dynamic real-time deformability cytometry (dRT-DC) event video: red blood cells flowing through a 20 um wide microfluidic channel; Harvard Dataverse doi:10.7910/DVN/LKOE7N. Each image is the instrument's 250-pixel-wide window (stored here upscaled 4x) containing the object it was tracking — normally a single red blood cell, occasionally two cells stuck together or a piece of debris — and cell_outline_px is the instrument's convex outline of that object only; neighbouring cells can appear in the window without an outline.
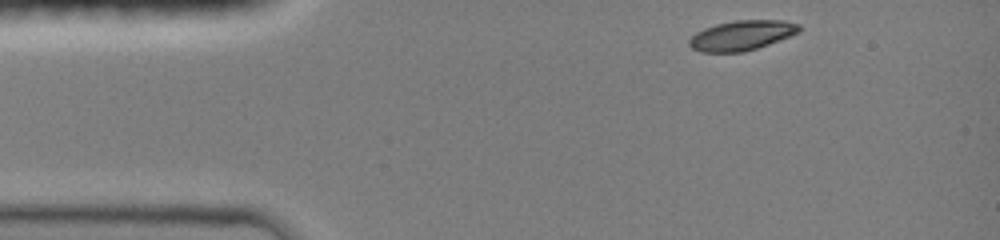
{"species": "common noctule bat (a hibernating species)", "species_latin": "Nyctalus noctula", "temperature_condition": "room temperature", "stored_images_in_passage": 37, "camera_frame_rate_fps": 3000, "um_per_image_px": 0.085, "animal": {"sex": "female", "body_mass_g": 19.0, "forearm_length_mm": 51.5}, "frame": {"image": 1, "passage_image": 1, "time_ms": 0.0, "image_size_px": [1000, 240], "cell_outline_px": [[800, 32], [768, 44], [744, 52], [700, 52], [692, 48], [688, 44], [688, 40], [696, 32], [704, 28], [716, 24], [736, 20], [784, 20], [800, 24]], "centroid_in_image_um": [63.03, 3.0], "position_along_channel_um": 22.0, "area_um2": 19.13}}
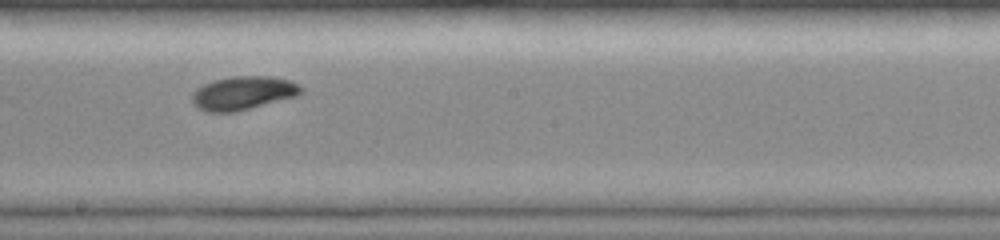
{"frame": {"image": 2, "passage_image": 21, "time_ms": 6.667, "image_size_px": [1000, 240], "cell_outline_px": [[304, 92], [296, 96], [236, 112], [208, 112], [196, 108], [192, 104], [192, 92], [196, 88], [212, 80], [232, 76], [268, 76], [288, 80], [304, 88]], "centroid_in_image_um": [20.62, 7.91], "position_along_channel_um": 227.6, "area_um2": 21.44}}
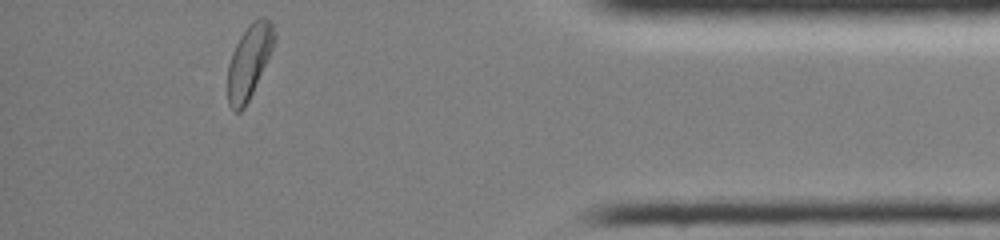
{"frame": {"image": 3, "passage_image": 37, "time_ms": 12.0, "image_size_px": [1000, 240], "cell_outline_px": [[276, 40], [252, 92], [244, 108], [240, 112], [236, 112], [228, 104], [228, 64], [232, 52], [240, 36], [248, 24], [252, 20], [260, 16], [264, 16], [272, 24], [276, 32]], "centroid_in_image_um": [21.17, 5.17], "position_along_channel_um": 414.0, "area_um2": 19.83}, "authors_computed_cell_mechanics": {"area_um2": 20.23, "velocity_mm_per_s": 4.0408, "shape_relaxation_time_tau1_ms": 2.8236, "shape_relaxation_time_tau2_ms": null, "deformation_change_tau1": 0.1257, "deformation_change_tau2": null}}